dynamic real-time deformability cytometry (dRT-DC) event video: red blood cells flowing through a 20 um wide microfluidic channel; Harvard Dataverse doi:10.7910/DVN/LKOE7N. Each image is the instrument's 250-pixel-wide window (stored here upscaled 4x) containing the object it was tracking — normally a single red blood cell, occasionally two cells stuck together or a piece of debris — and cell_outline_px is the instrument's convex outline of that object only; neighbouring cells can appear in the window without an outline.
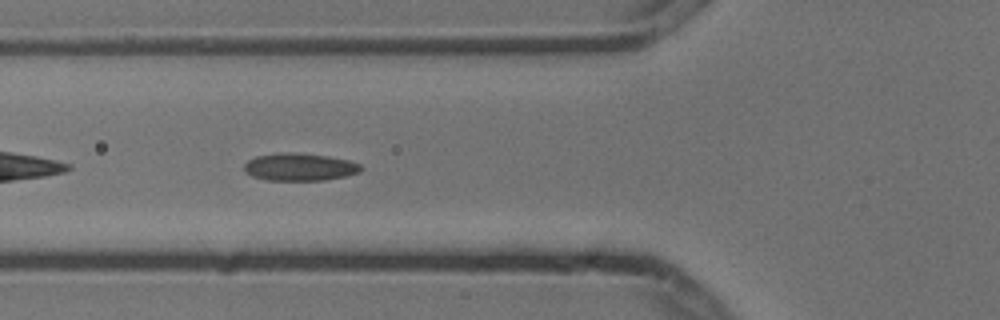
{"species": "common noctule bat (a hibernating species)", "species_latin": "Nyctalus noctula", "temperature_condition": "cold", "stored_images_in_passage": 9, "camera_frame_rate_fps": 3000, "um_per_image_px": 0.085, "animal": {"sex": "male", "body_mass_g": 13.3}, "frame": {"image": 1, "passage_image": 6, "time_ms": 1.667, "image_size_px": [1000, 320], "cell_outline_px": [[364, 168], [360, 172], [344, 176], [324, 180], [268, 180], [252, 176], [244, 172], [244, 164], [248, 160], [256, 156], [280, 152], [288, 152], [328, 156], [348, 160], [360, 164]], "centroid_in_image_um": [25.45, 14.19], "position_along_channel_um": 100.3, "area_um2": 18.73}}
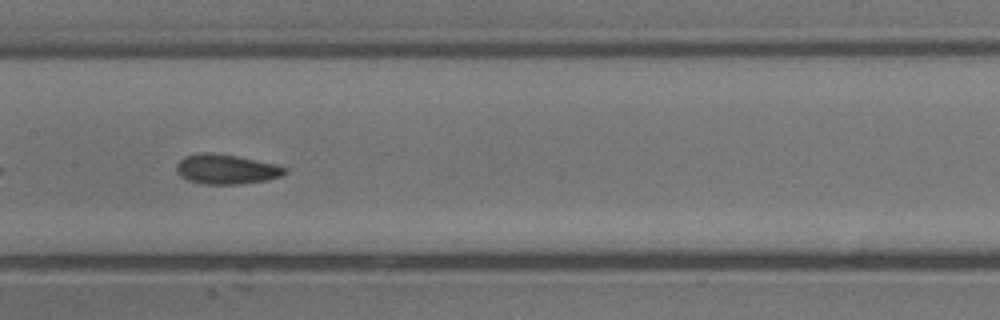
{"frame": {"image": 2, "passage_image": 8, "time_ms": 2.333, "image_size_px": [1000, 320], "cell_outline_px": [[288, 172], [280, 176], [268, 180], [240, 184], [204, 184], [188, 180], [180, 176], [176, 172], [176, 164], [184, 156], [200, 152], [212, 152], [236, 156], [276, 164], [288, 168]], "centroid_in_image_um": [19.22, 14.38], "position_along_channel_um": 188.2, "area_um2": 18.96}}
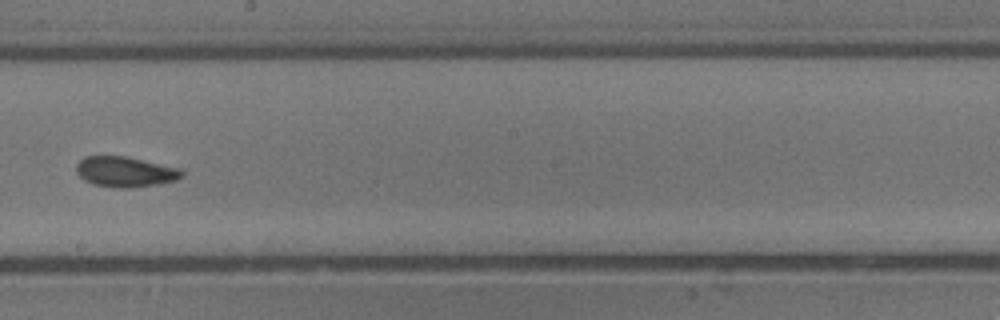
{"frame": {"image": 3, "passage_image": 9, "time_ms": 2.667, "image_size_px": [1000, 320], "cell_outline_px": [[184, 176], [176, 180], [156, 184], [128, 188], [120, 188], [92, 184], [84, 180], [76, 172], [76, 164], [84, 156], [124, 156], [184, 168]], "centroid_in_image_um": [10.67, 14.59], "position_along_channel_um": 237.5, "area_um2": 18.84}}